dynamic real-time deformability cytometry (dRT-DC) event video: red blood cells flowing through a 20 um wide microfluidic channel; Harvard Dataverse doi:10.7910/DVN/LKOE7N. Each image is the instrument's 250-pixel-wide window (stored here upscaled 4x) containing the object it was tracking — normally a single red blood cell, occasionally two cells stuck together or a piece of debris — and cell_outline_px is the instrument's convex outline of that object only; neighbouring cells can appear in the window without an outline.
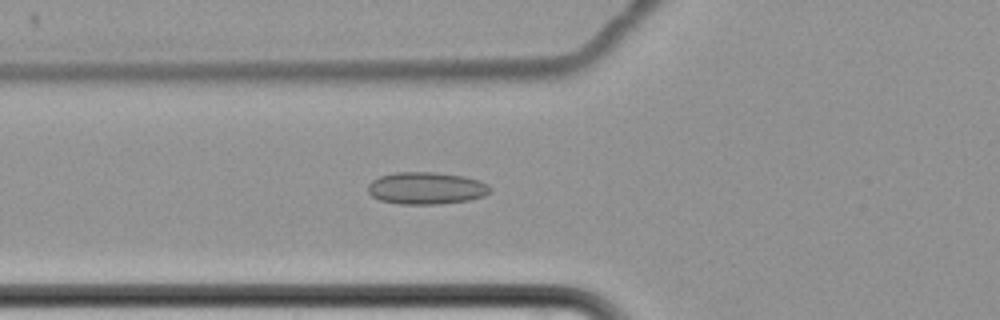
{"species": "common noctule bat (a hibernating species)", "species_latin": "Nyctalus noctula", "temperature_condition": "cold", "stored_images_in_passage": 3, "camera_frame_rate_fps": 3000, "um_per_image_px": 0.085, "animal": {"sex": "female", "body_mass_g": 22.7, "forearm_length_mm": 54.2}, "frame": {"image": 1, "passage_image": 3, "time_ms": 2.333, "image_size_px": [1000, 320], "cell_outline_px": [[492, 188], [484, 196], [468, 200], [440, 204], [400, 204], [380, 200], [372, 196], [368, 192], [368, 184], [372, 180], [380, 176], [396, 172], [436, 172], [464, 176], [480, 180], [488, 184]], "centroid_in_image_um": [36.24, 15.99], "position_along_channel_um": 89.6, "area_um2": 23.0}}